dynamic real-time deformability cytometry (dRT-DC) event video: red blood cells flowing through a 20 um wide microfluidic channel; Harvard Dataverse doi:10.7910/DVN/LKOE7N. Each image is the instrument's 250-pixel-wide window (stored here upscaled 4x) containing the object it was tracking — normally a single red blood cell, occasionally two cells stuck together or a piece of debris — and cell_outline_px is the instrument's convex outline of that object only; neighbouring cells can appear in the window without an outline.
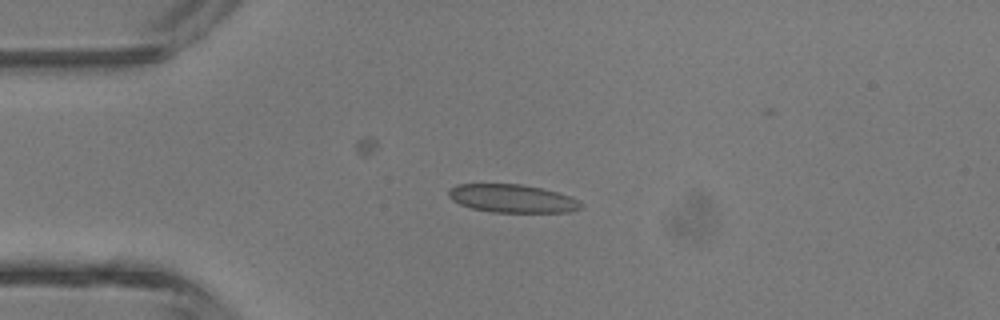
{"species": "common noctule bat (a hibernating species)", "species_latin": "Nyctalus noctula", "temperature_condition": "room temperature", "stored_images_in_passage": 6, "camera_frame_rate_fps": 3000, "um_per_image_px": 0.085, "animal": {"sex": "male", "body_mass_g": 13.3}, "frame": {"image": 1, "passage_image": 4, "time_ms": 3.667, "image_size_px": [1000, 320], "cell_outline_px": [[584, 208], [568, 212], [492, 212], [472, 208], [460, 204], [452, 200], [448, 196], [448, 188], [456, 184], [520, 184], [540, 188], [572, 196], [584, 204]], "centroid_in_image_um": [43.55, 16.87], "position_along_channel_um": 41.4, "area_um2": 21.85}}
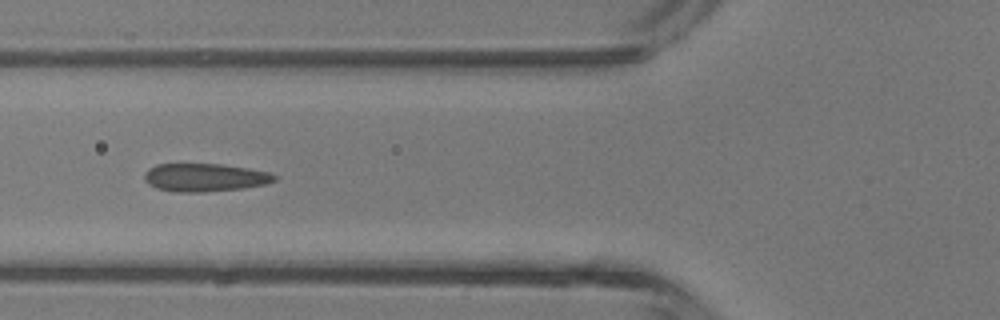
{"frame": {"image": 2, "passage_image": 6, "time_ms": 5.667, "image_size_px": [1000, 320], "cell_outline_px": [[276, 180], [264, 184], [240, 188], [204, 192], [176, 192], [156, 188], [148, 184], [144, 180], [144, 176], [148, 168], [156, 164], [220, 164], [248, 168], [268, 172], [276, 176]], "centroid_in_image_um": [17.36, 15.08], "position_along_channel_um": 108.4, "area_um2": 21.15}}